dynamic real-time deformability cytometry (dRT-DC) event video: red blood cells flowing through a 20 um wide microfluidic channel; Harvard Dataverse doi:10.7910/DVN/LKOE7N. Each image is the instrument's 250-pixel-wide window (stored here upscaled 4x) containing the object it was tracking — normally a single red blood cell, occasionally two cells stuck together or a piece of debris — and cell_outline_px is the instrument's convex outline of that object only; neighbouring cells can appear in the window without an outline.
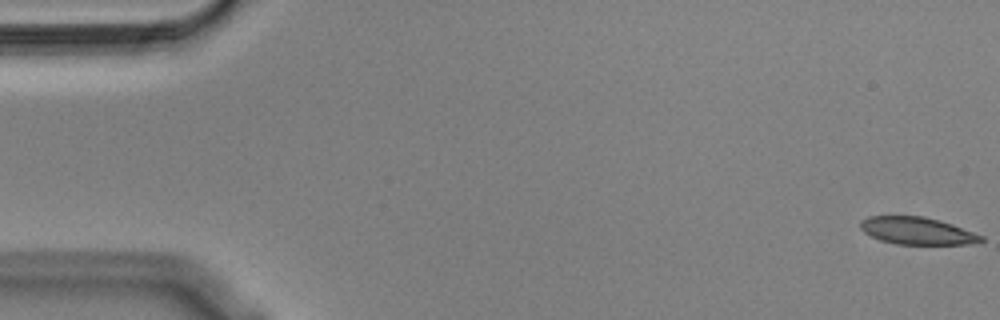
{"species": "Egyptian fruit bat (a non-hibernating species)", "species_latin": "Rousettus aegyptiacus", "temperature_condition": "cold", "stored_images_in_passage": 56, "camera_frame_rate_fps": 3000, "um_per_image_px": 0.085, "animal": {"sex": "male"}, "frame": {"image": 1, "passage_image": 1, "time_ms": 0.0, "image_size_px": [1000, 320], "cell_outline_px": [[984, 240], [968, 244], [896, 244], [880, 240], [864, 232], [860, 228], [860, 220], [868, 216], [924, 216], [940, 220], [952, 224], [984, 236]], "centroid_in_image_um": [77.94, 19.61], "position_along_channel_um": 7.1, "area_um2": 19.19}}
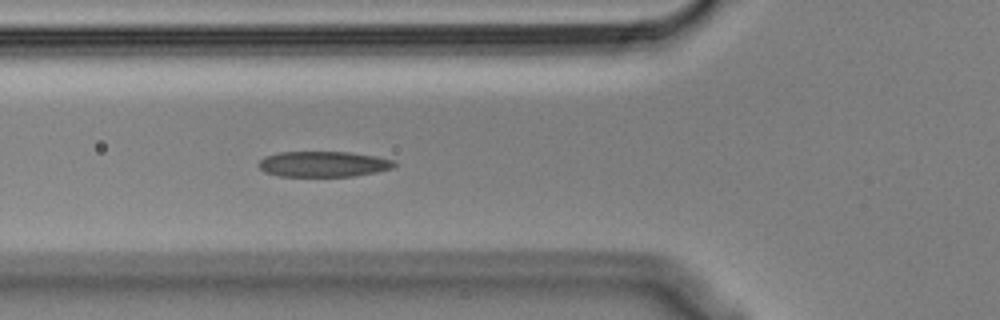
{"frame": {"image": 2, "passage_image": 20, "time_ms": 6.333, "image_size_px": [1000, 320], "cell_outline_px": [[396, 164], [392, 168], [376, 172], [352, 176], [280, 176], [264, 172], [256, 164], [264, 156], [280, 152], [348, 152], [376, 156], [392, 160]], "centroid_in_image_um": [27.44, 13.94], "position_along_channel_um": 98.4, "area_um2": 20.17}}
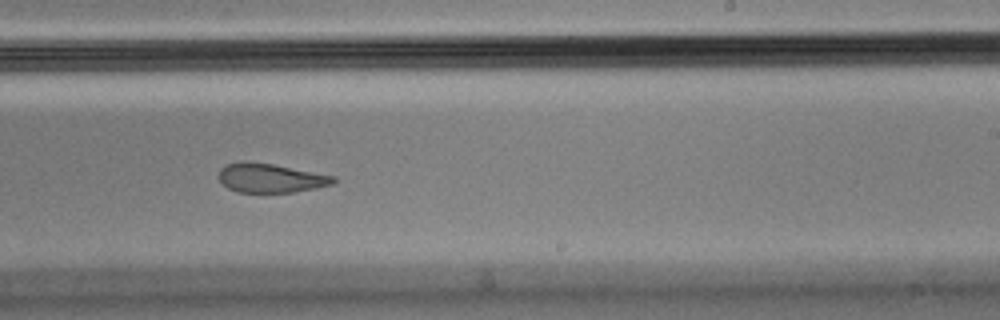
{"frame": {"image": 3, "passage_image": 34, "time_ms": 11.0, "image_size_px": [1000, 320], "cell_outline_px": [[336, 180], [332, 184], [316, 188], [292, 192], [236, 192], [228, 188], [220, 180], [220, 168], [228, 164], [244, 160], [272, 164], [336, 176]], "centroid_in_image_um": [23.0, 15.13], "position_along_channel_um": 266.0, "area_um2": 19.31}, "authors_computed_cell_mechanics": {"area_um2": 21.0103, "velocity_mm_per_s": 3.5883, "shape_relaxation_time_tau1_ms": 9.3946, "shape_relaxation_time_tau2_ms": 2.4332, "deformation_change_tau1": 0.2478, "deformation_change_tau2": 0.1042}}